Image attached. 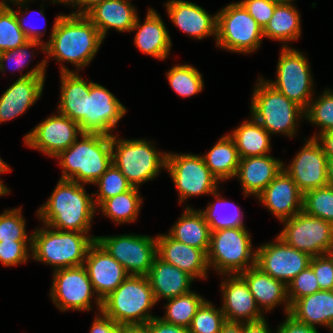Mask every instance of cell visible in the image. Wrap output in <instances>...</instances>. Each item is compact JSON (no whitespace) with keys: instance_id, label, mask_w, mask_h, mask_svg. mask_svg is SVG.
Listing matches in <instances>:
<instances>
[{"instance_id":"obj_1","label":"cell","mask_w":333,"mask_h":333,"mask_svg":"<svg viewBox=\"0 0 333 333\" xmlns=\"http://www.w3.org/2000/svg\"><path fill=\"white\" fill-rule=\"evenodd\" d=\"M50 35L45 43L47 56L75 64L78 70L90 63L104 40L96 26L77 13L56 17Z\"/></svg>"},{"instance_id":"obj_2","label":"cell","mask_w":333,"mask_h":333,"mask_svg":"<svg viewBox=\"0 0 333 333\" xmlns=\"http://www.w3.org/2000/svg\"><path fill=\"white\" fill-rule=\"evenodd\" d=\"M96 206L83 184L69 179H59L52 195L37 212L40 220L59 231L88 233Z\"/></svg>"},{"instance_id":"obj_3","label":"cell","mask_w":333,"mask_h":333,"mask_svg":"<svg viewBox=\"0 0 333 333\" xmlns=\"http://www.w3.org/2000/svg\"><path fill=\"white\" fill-rule=\"evenodd\" d=\"M80 136V142L76 140L55 157L63 169L60 179L94 184L112 164L111 136L99 133Z\"/></svg>"},{"instance_id":"obj_4","label":"cell","mask_w":333,"mask_h":333,"mask_svg":"<svg viewBox=\"0 0 333 333\" xmlns=\"http://www.w3.org/2000/svg\"><path fill=\"white\" fill-rule=\"evenodd\" d=\"M156 300L147 276L129 275L102 300L101 311L121 326L145 325Z\"/></svg>"},{"instance_id":"obj_5","label":"cell","mask_w":333,"mask_h":333,"mask_svg":"<svg viewBox=\"0 0 333 333\" xmlns=\"http://www.w3.org/2000/svg\"><path fill=\"white\" fill-rule=\"evenodd\" d=\"M45 226L32 234V258L50 264L55 267L54 271L84 265L87 251L97 237Z\"/></svg>"},{"instance_id":"obj_6","label":"cell","mask_w":333,"mask_h":333,"mask_svg":"<svg viewBox=\"0 0 333 333\" xmlns=\"http://www.w3.org/2000/svg\"><path fill=\"white\" fill-rule=\"evenodd\" d=\"M251 100L252 117L271 135L284 133L293 137L298 118L305 110L280 93L268 81L259 78Z\"/></svg>"},{"instance_id":"obj_7","label":"cell","mask_w":333,"mask_h":333,"mask_svg":"<svg viewBox=\"0 0 333 333\" xmlns=\"http://www.w3.org/2000/svg\"><path fill=\"white\" fill-rule=\"evenodd\" d=\"M119 139L117 135H111L112 163L133 187L138 188L143 182L154 179L166 168L167 153L157 152L147 140Z\"/></svg>"},{"instance_id":"obj_8","label":"cell","mask_w":333,"mask_h":333,"mask_svg":"<svg viewBox=\"0 0 333 333\" xmlns=\"http://www.w3.org/2000/svg\"><path fill=\"white\" fill-rule=\"evenodd\" d=\"M252 249L251 236L245 227L211 231L208 267L225 275L240 274L256 265L257 251Z\"/></svg>"},{"instance_id":"obj_9","label":"cell","mask_w":333,"mask_h":333,"mask_svg":"<svg viewBox=\"0 0 333 333\" xmlns=\"http://www.w3.org/2000/svg\"><path fill=\"white\" fill-rule=\"evenodd\" d=\"M216 16L217 47L237 53H253L260 47L263 29L240 2L229 4Z\"/></svg>"},{"instance_id":"obj_10","label":"cell","mask_w":333,"mask_h":333,"mask_svg":"<svg viewBox=\"0 0 333 333\" xmlns=\"http://www.w3.org/2000/svg\"><path fill=\"white\" fill-rule=\"evenodd\" d=\"M282 222L285 227L278 237L290 247L311 257L333 252L332 223L307 215L304 211Z\"/></svg>"},{"instance_id":"obj_11","label":"cell","mask_w":333,"mask_h":333,"mask_svg":"<svg viewBox=\"0 0 333 333\" xmlns=\"http://www.w3.org/2000/svg\"><path fill=\"white\" fill-rule=\"evenodd\" d=\"M285 44L282 46L277 64L276 81L268 83L306 110L313 100V79L309 62L302 52L291 49Z\"/></svg>"},{"instance_id":"obj_12","label":"cell","mask_w":333,"mask_h":333,"mask_svg":"<svg viewBox=\"0 0 333 333\" xmlns=\"http://www.w3.org/2000/svg\"><path fill=\"white\" fill-rule=\"evenodd\" d=\"M96 241L129 275L147 276L157 256L156 238L147 235L97 236Z\"/></svg>"},{"instance_id":"obj_13","label":"cell","mask_w":333,"mask_h":333,"mask_svg":"<svg viewBox=\"0 0 333 333\" xmlns=\"http://www.w3.org/2000/svg\"><path fill=\"white\" fill-rule=\"evenodd\" d=\"M179 194V202L192 196L213 194L218 180L206 166L202 156L194 154L168 153L166 168Z\"/></svg>"},{"instance_id":"obj_14","label":"cell","mask_w":333,"mask_h":333,"mask_svg":"<svg viewBox=\"0 0 333 333\" xmlns=\"http://www.w3.org/2000/svg\"><path fill=\"white\" fill-rule=\"evenodd\" d=\"M126 111V107L108 89L91 81L90 91L83 97V133L111 136L112 129Z\"/></svg>"},{"instance_id":"obj_15","label":"cell","mask_w":333,"mask_h":333,"mask_svg":"<svg viewBox=\"0 0 333 333\" xmlns=\"http://www.w3.org/2000/svg\"><path fill=\"white\" fill-rule=\"evenodd\" d=\"M53 275L50 297L58 309L91 310L94 290L84 265L58 269Z\"/></svg>"},{"instance_id":"obj_16","label":"cell","mask_w":333,"mask_h":333,"mask_svg":"<svg viewBox=\"0 0 333 333\" xmlns=\"http://www.w3.org/2000/svg\"><path fill=\"white\" fill-rule=\"evenodd\" d=\"M276 243H265L258 249L256 266L286 286L302 270L310 265L311 256L287 245L276 237Z\"/></svg>"},{"instance_id":"obj_17","label":"cell","mask_w":333,"mask_h":333,"mask_svg":"<svg viewBox=\"0 0 333 333\" xmlns=\"http://www.w3.org/2000/svg\"><path fill=\"white\" fill-rule=\"evenodd\" d=\"M82 133L77 122L57 114L39 123L25 135L24 140L28 147L39 149L50 157H56L78 140V134Z\"/></svg>"},{"instance_id":"obj_18","label":"cell","mask_w":333,"mask_h":333,"mask_svg":"<svg viewBox=\"0 0 333 333\" xmlns=\"http://www.w3.org/2000/svg\"><path fill=\"white\" fill-rule=\"evenodd\" d=\"M47 61L44 59L33 69L21 75L0 96V123L22 115L41 96L45 82Z\"/></svg>"},{"instance_id":"obj_19","label":"cell","mask_w":333,"mask_h":333,"mask_svg":"<svg viewBox=\"0 0 333 333\" xmlns=\"http://www.w3.org/2000/svg\"><path fill=\"white\" fill-rule=\"evenodd\" d=\"M327 166V155L316 138L311 137L291 164L283 169L305 194L310 190L328 186Z\"/></svg>"},{"instance_id":"obj_20","label":"cell","mask_w":333,"mask_h":333,"mask_svg":"<svg viewBox=\"0 0 333 333\" xmlns=\"http://www.w3.org/2000/svg\"><path fill=\"white\" fill-rule=\"evenodd\" d=\"M84 266L93 290L97 294L96 305L101 311L102 300L113 292L129 274L96 240L90 245Z\"/></svg>"},{"instance_id":"obj_21","label":"cell","mask_w":333,"mask_h":333,"mask_svg":"<svg viewBox=\"0 0 333 333\" xmlns=\"http://www.w3.org/2000/svg\"><path fill=\"white\" fill-rule=\"evenodd\" d=\"M257 198L280 221L303 211L304 194L284 169Z\"/></svg>"},{"instance_id":"obj_22","label":"cell","mask_w":333,"mask_h":333,"mask_svg":"<svg viewBox=\"0 0 333 333\" xmlns=\"http://www.w3.org/2000/svg\"><path fill=\"white\" fill-rule=\"evenodd\" d=\"M221 283L224 304L221 307L226 321L247 322L263 318L246 281L239 275H228ZM245 319V320H242Z\"/></svg>"},{"instance_id":"obj_23","label":"cell","mask_w":333,"mask_h":333,"mask_svg":"<svg viewBox=\"0 0 333 333\" xmlns=\"http://www.w3.org/2000/svg\"><path fill=\"white\" fill-rule=\"evenodd\" d=\"M157 256L195 278H206L208 272L207 255L198 248L176 241L168 234L156 237Z\"/></svg>"},{"instance_id":"obj_24","label":"cell","mask_w":333,"mask_h":333,"mask_svg":"<svg viewBox=\"0 0 333 333\" xmlns=\"http://www.w3.org/2000/svg\"><path fill=\"white\" fill-rule=\"evenodd\" d=\"M164 4L170 19L184 33L196 39L216 37V14L211 16L199 5L185 0H170Z\"/></svg>"},{"instance_id":"obj_25","label":"cell","mask_w":333,"mask_h":333,"mask_svg":"<svg viewBox=\"0 0 333 333\" xmlns=\"http://www.w3.org/2000/svg\"><path fill=\"white\" fill-rule=\"evenodd\" d=\"M84 15L96 26L103 39L110 28L131 32L137 18L136 9L129 0H103L90 7Z\"/></svg>"},{"instance_id":"obj_26","label":"cell","mask_w":333,"mask_h":333,"mask_svg":"<svg viewBox=\"0 0 333 333\" xmlns=\"http://www.w3.org/2000/svg\"><path fill=\"white\" fill-rule=\"evenodd\" d=\"M281 160L266 154L262 156H250L240 158L238 170L235 176L242 184L245 196L256 197L273 181L283 169Z\"/></svg>"},{"instance_id":"obj_27","label":"cell","mask_w":333,"mask_h":333,"mask_svg":"<svg viewBox=\"0 0 333 333\" xmlns=\"http://www.w3.org/2000/svg\"><path fill=\"white\" fill-rule=\"evenodd\" d=\"M137 16L131 32L137 29L134 38L135 45L145 54L158 59H166L172 46V41L160 15L149 8L143 24Z\"/></svg>"},{"instance_id":"obj_28","label":"cell","mask_w":333,"mask_h":333,"mask_svg":"<svg viewBox=\"0 0 333 333\" xmlns=\"http://www.w3.org/2000/svg\"><path fill=\"white\" fill-rule=\"evenodd\" d=\"M156 302L160 298L166 300L191 292L190 285L194 278L178 267L171 265L158 256L153 261L147 275Z\"/></svg>"},{"instance_id":"obj_29","label":"cell","mask_w":333,"mask_h":333,"mask_svg":"<svg viewBox=\"0 0 333 333\" xmlns=\"http://www.w3.org/2000/svg\"><path fill=\"white\" fill-rule=\"evenodd\" d=\"M239 275L246 281L258 308L260 310L264 308L262 312L265 309L269 311L284 302L285 313H289L290 304L287 297V286L283 282L264 273L256 265Z\"/></svg>"},{"instance_id":"obj_30","label":"cell","mask_w":333,"mask_h":333,"mask_svg":"<svg viewBox=\"0 0 333 333\" xmlns=\"http://www.w3.org/2000/svg\"><path fill=\"white\" fill-rule=\"evenodd\" d=\"M289 314L314 328L316 324L329 327L333 320V290H320L295 300Z\"/></svg>"},{"instance_id":"obj_31","label":"cell","mask_w":333,"mask_h":333,"mask_svg":"<svg viewBox=\"0 0 333 333\" xmlns=\"http://www.w3.org/2000/svg\"><path fill=\"white\" fill-rule=\"evenodd\" d=\"M60 72L62 84L58 112L77 122L83 132V97L90 91V82L63 65Z\"/></svg>"},{"instance_id":"obj_32","label":"cell","mask_w":333,"mask_h":333,"mask_svg":"<svg viewBox=\"0 0 333 333\" xmlns=\"http://www.w3.org/2000/svg\"><path fill=\"white\" fill-rule=\"evenodd\" d=\"M168 235L176 241L201 249L207 255L211 231L200 210L186 206L184 214L173 225Z\"/></svg>"},{"instance_id":"obj_33","label":"cell","mask_w":333,"mask_h":333,"mask_svg":"<svg viewBox=\"0 0 333 333\" xmlns=\"http://www.w3.org/2000/svg\"><path fill=\"white\" fill-rule=\"evenodd\" d=\"M202 158L218 181H225L235 177L240 163V156L235 142L229 134L219 139Z\"/></svg>"},{"instance_id":"obj_34","label":"cell","mask_w":333,"mask_h":333,"mask_svg":"<svg viewBox=\"0 0 333 333\" xmlns=\"http://www.w3.org/2000/svg\"><path fill=\"white\" fill-rule=\"evenodd\" d=\"M229 136L234 140L240 158L269 154L270 134L252 117Z\"/></svg>"},{"instance_id":"obj_35","label":"cell","mask_w":333,"mask_h":333,"mask_svg":"<svg viewBox=\"0 0 333 333\" xmlns=\"http://www.w3.org/2000/svg\"><path fill=\"white\" fill-rule=\"evenodd\" d=\"M300 14L291 2H279L263 29L264 37L282 42L296 40L301 34Z\"/></svg>"},{"instance_id":"obj_36","label":"cell","mask_w":333,"mask_h":333,"mask_svg":"<svg viewBox=\"0 0 333 333\" xmlns=\"http://www.w3.org/2000/svg\"><path fill=\"white\" fill-rule=\"evenodd\" d=\"M142 198L139 189L132 187L130 190L110 197L100 204V210L117 224L136 221Z\"/></svg>"},{"instance_id":"obj_37","label":"cell","mask_w":333,"mask_h":333,"mask_svg":"<svg viewBox=\"0 0 333 333\" xmlns=\"http://www.w3.org/2000/svg\"><path fill=\"white\" fill-rule=\"evenodd\" d=\"M205 300L193 291L168 299L165 306L166 314L161 319L170 324L189 328L192 318Z\"/></svg>"},{"instance_id":"obj_38","label":"cell","mask_w":333,"mask_h":333,"mask_svg":"<svg viewBox=\"0 0 333 333\" xmlns=\"http://www.w3.org/2000/svg\"><path fill=\"white\" fill-rule=\"evenodd\" d=\"M212 195L216 197L217 202H214L213 204L210 203L207 206L206 210L200 211L203 214L205 221L208 223L210 231L245 227L243 223L244 215L238 209L239 206H234V204L232 205V202L226 201V199L221 198V196L217 193V190ZM218 205L219 207L223 206L225 209L221 208L220 211V209H218ZM230 205L231 207H235L232 210L233 212L231 211L232 208H230ZM226 207L228 209H226ZM222 210H224L225 212Z\"/></svg>"},{"instance_id":"obj_39","label":"cell","mask_w":333,"mask_h":333,"mask_svg":"<svg viewBox=\"0 0 333 333\" xmlns=\"http://www.w3.org/2000/svg\"><path fill=\"white\" fill-rule=\"evenodd\" d=\"M171 88L182 97H190L203 90L204 83L198 69L188 65H175L167 72Z\"/></svg>"},{"instance_id":"obj_40","label":"cell","mask_w":333,"mask_h":333,"mask_svg":"<svg viewBox=\"0 0 333 333\" xmlns=\"http://www.w3.org/2000/svg\"><path fill=\"white\" fill-rule=\"evenodd\" d=\"M303 211L333 224V187L325 186L304 194Z\"/></svg>"},{"instance_id":"obj_41","label":"cell","mask_w":333,"mask_h":333,"mask_svg":"<svg viewBox=\"0 0 333 333\" xmlns=\"http://www.w3.org/2000/svg\"><path fill=\"white\" fill-rule=\"evenodd\" d=\"M28 39L18 25L14 10L5 3L0 8V53L16 49Z\"/></svg>"},{"instance_id":"obj_42","label":"cell","mask_w":333,"mask_h":333,"mask_svg":"<svg viewBox=\"0 0 333 333\" xmlns=\"http://www.w3.org/2000/svg\"><path fill=\"white\" fill-rule=\"evenodd\" d=\"M312 101L305 110V119L321 127L317 135L333 130V91L326 89L315 102Z\"/></svg>"},{"instance_id":"obj_43","label":"cell","mask_w":333,"mask_h":333,"mask_svg":"<svg viewBox=\"0 0 333 333\" xmlns=\"http://www.w3.org/2000/svg\"><path fill=\"white\" fill-rule=\"evenodd\" d=\"M94 184L99 186V193H92V196H97L94 201L96 207L104 200L124 193L133 187L113 163Z\"/></svg>"},{"instance_id":"obj_44","label":"cell","mask_w":333,"mask_h":333,"mask_svg":"<svg viewBox=\"0 0 333 333\" xmlns=\"http://www.w3.org/2000/svg\"><path fill=\"white\" fill-rule=\"evenodd\" d=\"M225 322L222 309H216L205 300L196 311L188 329L190 333H219Z\"/></svg>"},{"instance_id":"obj_45","label":"cell","mask_w":333,"mask_h":333,"mask_svg":"<svg viewBox=\"0 0 333 333\" xmlns=\"http://www.w3.org/2000/svg\"><path fill=\"white\" fill-rule=\"evenodd\" d=\"M21 212V208H14L0 214V242L28 241V249L31 251L32 236L26 234L25 219Z\"/></svg>"},{"instance_id":"obj_46","label":"cell","mask_w":333,"mask_h":333,"mask_svg":"<svg viewBox=\"0 0 333 333\" xmlns=\"http://www.w3.org/2000/svg\"><path fill=\"white\" fill-rule=\"evenodd\" d=\"M320 291L317 278L309 265L295 276L287 285V297L291 305L295 300Z\"/></svg>"},{"instance_id":"obj_47","label":"cell","mask_w":333,"mask_h":333,"mask_svg":"<svg viewBox=\"0 0 333 333\" xmlns=\"http://www.w3.org/2000/svg\"><path fill=\"white\" fill-rule=\"evenodd\" d=\"M310 266L320 290H333V252L312 257Z\"/></svg>"},{"instance_id":"obj_48","label":"cell","mask_w":333,"mask_h":333,"mask_svg":"<svg viewBox=\"0 0 333 333\" xmlns=\"http://www.w3.org/2000/svg\"><path fill=\"white\" fill-rule=\"evenodd\" d=\"M27 241L0 242V262L5 266L26 263L29 255Z\"/></svg>"},{"instance_id":"obj_49","label":"cell","mask_w":333,"mask_h":333,"mask_svg":"<svg viewBox=\"0 0 333 333\" xmlns=\"http://www.w3.org/2000/svg\"><path fill=\"white\" fill-rule=\"evenodd\" d=\"M39 46L42 48V52H45V44L43 42L35 41V40H28L20 47H17L16 49L7 50L0 53V71L4 72L6 69L5 67V61H8L9 64L11 62L16 63L17 70H20L22 72V68L26 67V58L29 55L30 48ZM29 48V49H28ZM31 55V54H30ZM29 55V56H30ZM25 65V66H24ZM15 68V69H16ZM14 70V69H12Z\"/></svg>"},{"instance_id":"obj_50","label":"cell","mask_w":333,"mask_h":333,"mask_svg":"<svg viewBox=\"0 0 333 333\" xmlns=\"http://www.w3.org/2000/svg\"><path fill=\"white\" fill-rule=\"evenodd\" d=\"M240 3L244 6L247 12L255 19V21L262 27L268 24L271 19L276 5L279 3L277 0H242Z\"/></svg>"},{"instance_id":"obj_51","label":"cell","mask_w":333,"mask_h":333,"mask_svg":"<svg viewBox=\"0 0 333 333\" xmlns=\"http://www.w3.org/2000/svg\"><path fill=\"white\" fill-rule=\"evenodd\" d=\"M276 333H318L317 329L298 321L289 313L286 320L280 324Z\"/></svg>"},{"instance_id":"obj_52","label":"cell","mask_w":333,"mask_h":333,"mask_svg":"<svg viewBox=\"0 0 333 333\" xmlns=\"http://www.w3.org/2000/svg\"><path fill=\"white\" fill-rule=\"evenodd\" d=\"M148 333H190L186 327L177 326L155 316L147 323Z\"/></svg>"},{"instance_id":"obj_53","label":"cell","mask_w":333,"mask_h":333,"mask_svg":"<svg viewBox=\"0 0 333 333\" xmlns=\"http://www.w3.org/2000/svg\"><path fill=\"white\" fill-rule=\"evenodd\" d=\"M90 333H119L121 325L112 318L100 311V316L96 315Z\"/></svg>"},{"instance_id":"obj_54","label":"cell","mask_w":333,"mask_h":333,"mask_svg":"<svg viewBox=\"0 0 333 333\" xmlns=\"http://www.w3.org/2000/svg\"><path fill=\"white\" fill-rule=\"evenodd\" d=\"M15 12V17H16V19H17V22H18V25L20 26V28L22 29V31H23V33L25 34V36H26V38L28 39V40H35V41H39V42H43V41H41V38L40 37H42L44 34H43V32H39V31H37L38 29L36 28V27H33V26H29V25H26L25 24V20H24V18H25V16L23 17H19L20 16V14L22 15L23 13L20 11H14ZM43 12H44V10L42 9V10H40L39 11V13H40V15H41V18H45V16H44V14H43ZM44 19H42V21H43ZM27 21V20H26ZM33 27V28H32Z\"/></svg>"},{"instance_id":"obj_55","label":"cell","mask_w":333,"mask_h":333,"mask_svg":"<svg viewBox=\"0 0 333 333\" xmlns=\"http://www.w3.org/2000/svg\"><path fill=\"white\" fill-rule=\"evenodd\" d=\"M243 333H271L265 318L242 322Z\"/></svg>"},{"instance_id":"obj_56","label":"cell","mask_w":333,"mask_h":333,"mask_svg":"<svg viewBox=\"0 0 333 333\" xmlns=\"http://www.w3.org/2000/svg\"><path fill=\"white\" fill-rule=\"evenodd\" d=\"M312 138H316V140L320 142V145L328 158H333V130L323 132L322 134H319L318 137L315 133Z\"/></svg>"},{"instance_id":"obj_57","label":"cell","mask_w":333,"mask_h":333,"mask_svg":"<svg viewBox=\"0 0 333 333\" xmlns=\"http://www.w3.org/2000/svg\"><path fill=\"white\" fill-rule=\"evenodd\" d=\"M219 333H243L242 322L226 321Z\"/></svg>"},{"instance_id":"obj_58","label":"cell","mask_w":333,"mask_h":333,"mask_svg":"<svg viewBox=\"0 0 333 333\" xmlns=\"http://www.w3.org/2000/svg\"><path fill=\"white\" fill-rule=\"evenodd\" d=\"M119 333H148L147 324L121 326Z\"/></svg>"},{"instance_id":"obj_59","label":"cell","mask_w":333,"mask_h":333,"mask_svg":"<svg viewBox=\"0 0 333 333\" xmlns=\"http://www.w3.org/2000/svg\"><path fill=\"white\" fill-rule=\"evenodd\" d=\"M101 1L103 0H80L74 7L81 8V10L75 11L73 13L84 14L90 7Z\"/></svg>"},{"instance_id":"obj_60","label":"cell","mask_w":333,"mask_h":333,"mask_svg":"<svg viewBox=\"0 0 333 333\" xmlns=\"http://www.w3.org/2000/svg\"><path fill=\"white\" fill-rule=\"evenodd\" d=\"M327 174L328 185L333 187V158H328Z\"/></svg>"},{"instance_id":"obj_61","label":"cell","mask_w":333,"mask_h":333,"mask_svg":"<svg viewBox=\"0 0 333 333\" xmlns=\"http://www.w3.org/2000/svg\"><path fill=\"white\" fill-rule=\"evenodd\" d=\"M8 171H11V168H9V166L6 163H4V161L0 157V173H4V172H8Z\"/></svg>"},{"instance_id":"obj_62","label":"cell","mask_w":333,"mask_h":333,"mask_svg":"<svg viewBox=\"0 0 333 333\" xmlns=\"http://www.w3.org/2000/svg\"><path fill=\"white\" fill-rule=\"evenodd\" d=\"M9 189L0 181V196L9 193Z\"/></svg>"},{"instance_id":"obj_63","label":"cell","mask_w":333,"mask_h":333,"mask_svg":"<svg viewBox=\"0 0 333 333\" xmlns=\"http://www.w3.org/2000/svg\"><path fill=\"white\" fill-rule=\"evenodd\" d=\"M60 3L62 2V4H68V5H72L75 6L80 0H58Z\"/></svg>"},{"instance_id":"obj_64","label":"cell","mask_w":333,"mask_h":333,"mask_svg":"<svg viewBox=\"0 0 333 333\" xmlns=\"http://www.w3.org/2000/svg\"><path fill=\"white\" fill-rule=\"evenodd\" d=\"M8 1V0H7ZM10 2H12L13 4H21V5H19L20 6V8H21V6H23V5H27V4H24V3H26V1L28 2V0H9Z\"/></svg>"},{"instance_id":"obj_65","label":"cell","mask_w":333,"mask_h":333,"mask_svg":"<svg viewBox=\"0 0 333 333\" xmlns=\"http://www.w3.org/2000/svg\"><path fill=\"white\" fill-rule=\"evenodd\" d=\"M329 329L332 331L333 333V320L331 321L330 325H329Z\"/></svg>"},{"instance_id":"obj_66","label":"cell","mask_w":333,"mask_h":333,"mask_svg":"<svg viewBox=\"0 0 333 333\" xmlns=\"http://www.w3.org/2000/svg\"><path fill=\"white\" fill-rule=\"evenodd\" d=\"M6 3V0H1V2H0V8L4 5Z\"/></svg>"},{"instance_id":"obj_67","label":"cell","mask_w":333,"mask_h":333,"mask_svg":"<svg viewBox=\"0 0 333 333\" xmlns=\"http://www.w3.org/2000/svg\"><path fill=\"white\" fill-rule=\"evenodd\" d=\"M277 1H279V2H291L293 0H277Z\"/></svg>"},{"instance_id":"obj_68","label":"cell","mask_w":333,"mask_h":333,"mask_svg":"<svg viewBox=\"0 0 333 333\" xmlns=\"http://www.w3.org/2000/svg\"><path fill=\"white\" fill-rule=\"evenodd\" d=\"M53 1V3H56V2H58L59 3V1L58 0H52Z\"/></svg>"}]
</instances>
